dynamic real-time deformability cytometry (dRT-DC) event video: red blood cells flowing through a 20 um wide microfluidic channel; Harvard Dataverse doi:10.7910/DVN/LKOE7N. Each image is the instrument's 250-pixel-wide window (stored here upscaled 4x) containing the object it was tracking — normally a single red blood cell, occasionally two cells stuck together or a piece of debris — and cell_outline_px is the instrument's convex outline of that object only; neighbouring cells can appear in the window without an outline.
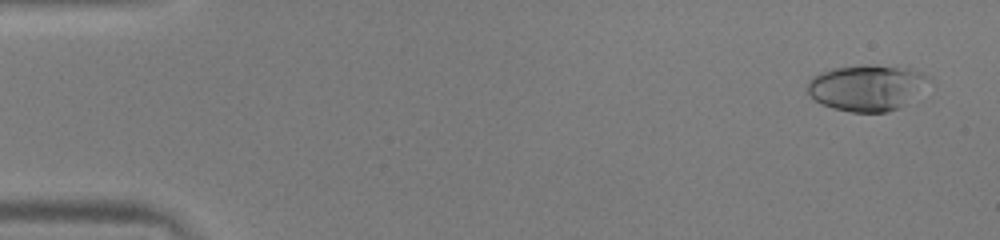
{"species": "human", "species_latin": "Homo sapiens", "temperature_condition": "warm", "stored_images_in_passage": 52, "camera_frame_rate_fps": 3000, "um_per_image_px": 0.085, "donor": {"sex": "male"}, "frame": {"image": 1, "passage_image": 3, "time_ms": 0.667, "image_size_px": [1000, 240], "cell_outline_px": [[932, 80], [900, 108], [888, 112], [852, 112], [832, 108], [820, 104], [808, 92], [808, 80], [812, 76], [820, 72], [832, 68], [868, 64], [872, 64], [912, 68], [924, 72], [932, 76]], "centroid_in_image_um": [73.7, 7.43], "position_along_channel_um": 11.3, "area_um2": 32.95}}
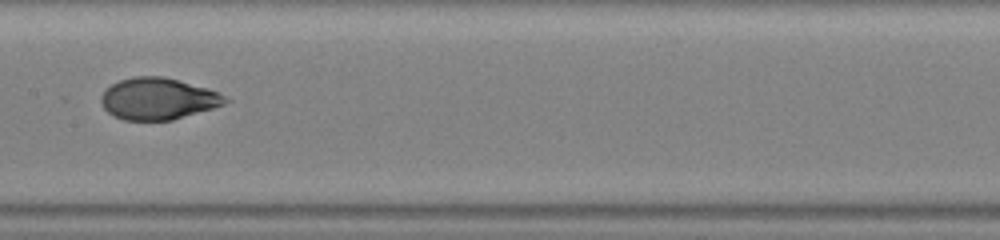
{"frame": {"image": 2, "passage_image": 27, "time_ms": 8.667, "image_size_px": [1000, 240], "cell_outline_px": [[232, 100], [224, 104], [212, 108], [172, 120], [124, 120], [108, 112], [104, 108], [100, 100], [100, 96], [112, 84], [120, 80], [136, 76], [164, 76], [208, 88], [220, 92]], "centroid_in_image_um": [13.47, 8.38], "position_along_channel_um": 193.9, "area_um2": 30.11}}
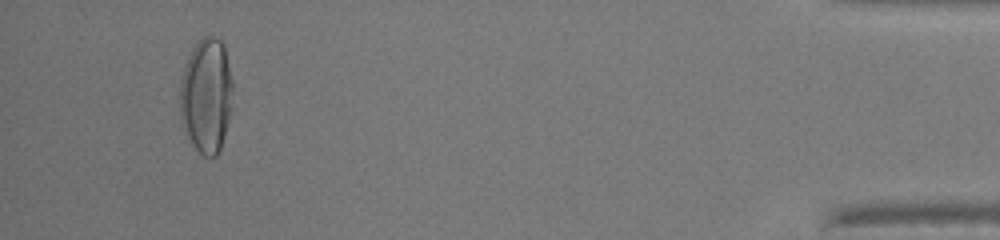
{"frame": {"image": 3, "passage_image": 49, "time_ms": 16.0, "image_size_px": [1000, 240], "cell_outline_px": [[232, 108], [224, 136], [220, 148], [216, 156], [204, 156], [192, 144], [180, 120], [180, 80], [184, 64], [192, 48], [204, 36], [216, 36], [224, 44], [232, 80]], "centroid_in_image_um": [17.53, 8.1], "position_along_channel_um": 417.7, "area_um2": 35.55}, "authors_computed_cell_mechanics": {"area_um2": 30.7207, "velocity_mm_per_s": 4.0206, "shape_relaxation_time_tau1_ms": 7.788, "shape_relaxation_time_tau2_ms": null, "deformation_change_tau1": 0.3043, "deformation_change_tau2": null}}